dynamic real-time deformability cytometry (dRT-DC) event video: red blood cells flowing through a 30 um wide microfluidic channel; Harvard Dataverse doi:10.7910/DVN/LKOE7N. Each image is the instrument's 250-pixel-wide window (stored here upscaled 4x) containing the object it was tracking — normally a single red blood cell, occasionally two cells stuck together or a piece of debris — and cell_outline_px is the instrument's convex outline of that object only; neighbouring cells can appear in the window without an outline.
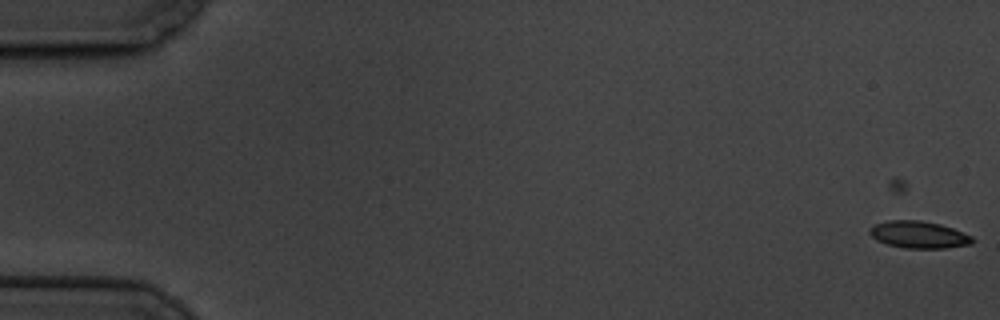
{"species": "common noctule bat (a hibernating species)", "species_latin": "Nyctalus noctula", "temperature_condition": "cold", "stored_images_in_passage": 8, "camera_frame_rate_fps": 3000, "um_per_image_px": 0.085, "animal": {"sex": "male", "body_mass_g": 19.5, "forearm_length_mm": 54.6}, "frame": {"image": 1, "passage_image": 2, "time_ms": 1.0, "image_size_px": [1000, 320], "cell_outline_px": [[976, 240], [972, 244], [944, 248], [904, 248], [888, 244], [876, 240], [868, 232], [868, 228], [876, 224], [888, 220], [920, 220], [940, 224], [952, 228], [972, 236]], "centroid_in_image_um": [78.1, 19.94], "position_along_channel_um": 6.9, "area_um2": 16.24}}
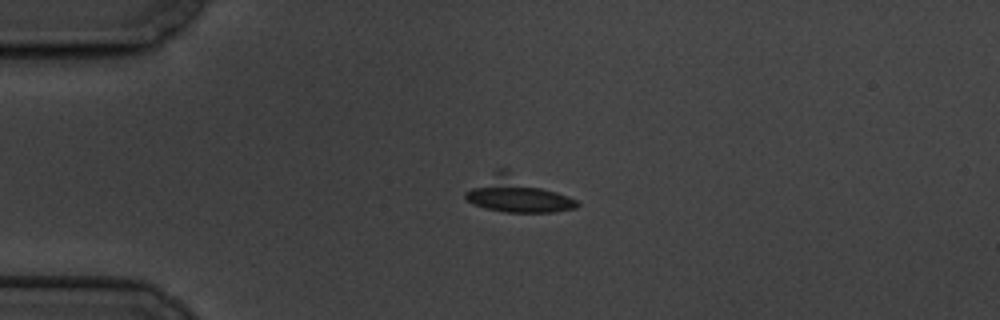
{"frame": {"image": 2, "passage_image": 6, "time_ms": 5.667, "image_size_px": [1000, 320], "cell_outline_px": [[580, 204], [576, 208], [552, 212], [504, 212], [484, 208], [472, 204], [464, 196], [464, 192], [500, 168], [504, 168], [568, 196], [576, 200]], "centroid_in_image_um": [43.94, 16.55], "position_along_channel_um": 41.1, "area_um2": 22.54}}
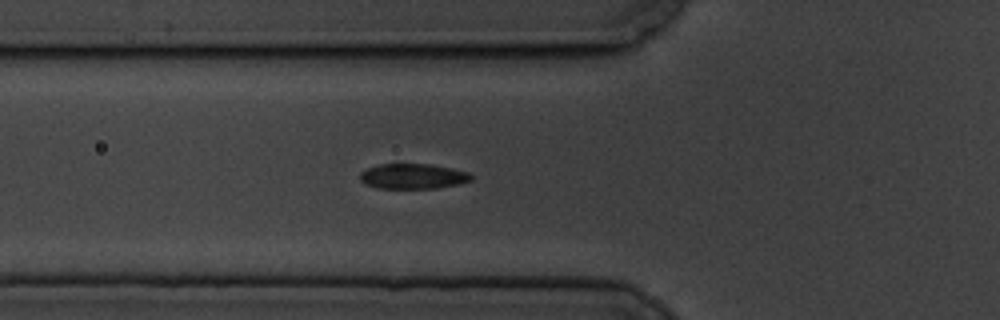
{"frame": {"image": 3, "passage_image": 8, "time_ms": 8.0, "image_size_px": [1000, 320], "cell_outline_px": [[472, 180], [460, 184], [436, 188], [376, 188], [364, 184], [360, 180], [360, 172], [368, 168], [380, 164], [428, 164], [452, 168], [468, 172], [472, 176]], "centroid_in_image_um": [35.09, 14.99], "position_along_channel_um": 90.7, "area_um2": 16.36}}